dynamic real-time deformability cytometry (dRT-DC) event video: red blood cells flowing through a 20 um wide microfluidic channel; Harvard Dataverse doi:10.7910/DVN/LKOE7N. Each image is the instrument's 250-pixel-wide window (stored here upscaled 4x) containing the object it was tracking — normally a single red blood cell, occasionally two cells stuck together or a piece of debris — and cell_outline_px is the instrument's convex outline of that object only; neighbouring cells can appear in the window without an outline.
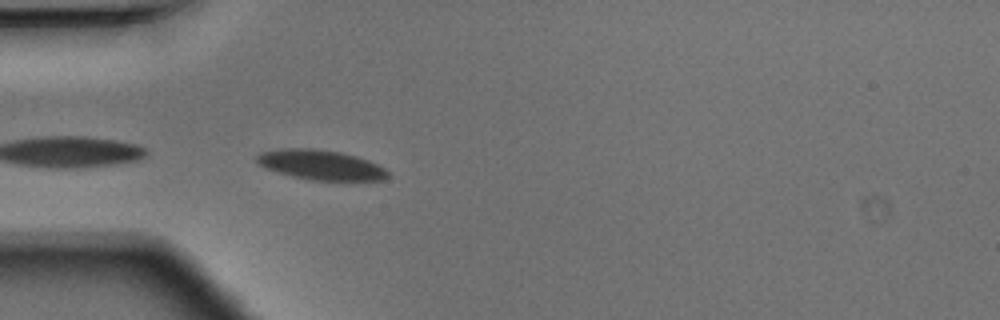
{"species": "Egyptian fruit bat (a non-hibernating species)", "species_latin": "Rousettus aegyptiacus", "temperature_condition": "warm", "stored_images_in_passage": 10, "camera_frame_rate_fps": 3000, "um_per_image_px": 0.085, "animal": {"sex": "male"}, "frame": {"image": 1, "passage_image": 1, "time_ms": 0.0, "image_size_px": [1000, 320], "cell_outline_px": [[388, 176], [384, 180], [312, 180], [292, 176], [264, 168], [256, 160], [256, 156], [260, 152], [280, 148], [312, 148], [340, 152], [356, 156], [368, 160], [384, 168], [388, 172]], "centroid_in_image_um": [27.23, 14.0], "position_along_channel_um": 57.8, "area_um2": 22.72}}
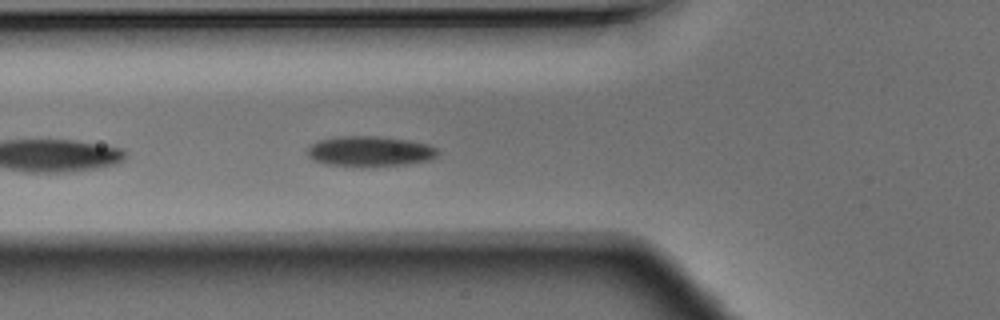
{"frame": {"image": 2, "passage_image": 4, "time_ms": 1.0, "image_size_px": [1000, 320], "cell_outline_px": [[440, 152], [432, 160], [408, 164], [360, 168], [324, 164], [312, 160], [308, 156], [308, 148], [312, 144], [320, 140], [340, 136], [380, 136], [408, 140], [428, 144], [436, 148]], "centroid_in_image_um": [31.45, 12.89], "position_along_channel_um": 94.3, "area_um2": 23.58}}
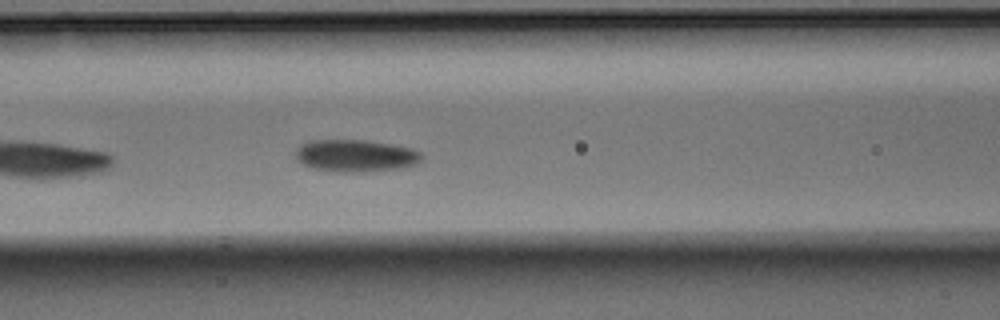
{"frame": {"image": 3, "passage_image": 7, "time_ms": 2.0, "image_size_px": [1000, 320], "cell_outline_px": [[424, 156], [416, 164], [400, 168], [364, 172], [332, 172], [312, 168], [304, 164], [296, 156], [296, 152], [300, 144], [312, 140], [368, 140], [392, 144], [412, 148], [420, 152]], "centroid_in_image_um": [30.25, 13.23], "position_along_channel_um": 136.3, "area_um2": 23.76}}